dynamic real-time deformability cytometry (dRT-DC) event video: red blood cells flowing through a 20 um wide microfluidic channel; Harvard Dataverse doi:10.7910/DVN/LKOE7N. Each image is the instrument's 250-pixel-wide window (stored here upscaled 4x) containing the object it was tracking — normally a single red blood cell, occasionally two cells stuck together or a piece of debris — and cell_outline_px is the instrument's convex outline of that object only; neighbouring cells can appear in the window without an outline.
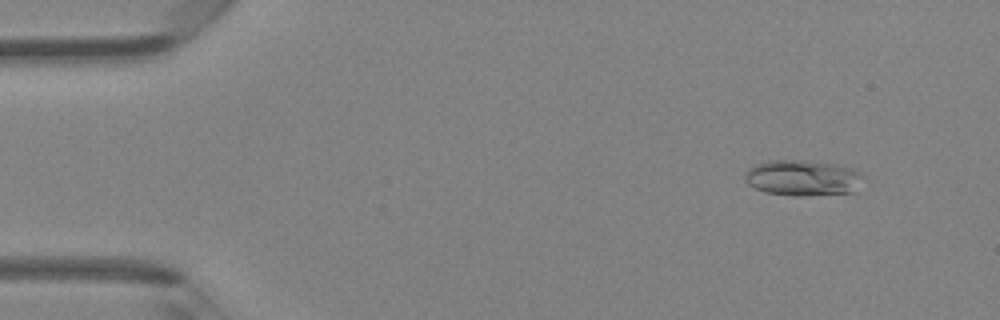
{"species": "Egyptian fruit bat (a non-hibernating species)", "species_latin": "Rousettus aegyptiacus", "temperature_condition": "room temperature", "stored_images_in_passage": 47, "camera_frame_rate_fps": 3000, "um_per_image_px": 0.085, "animal": {"sex": "female"}, "frame": {"image": 1, "passage_image": 5, "time_ms": 1.333, "image_size_px": [1000, 320], "cell_outline_px": [[864, 176], [856, 192], [804, 196], [792, 196], [764, 192], [748, 184], [744, 176], [744, 172], [752, 164], [764, 160], [808, 160], [836, 164], [856, 168]], "centroid_in_image_um": [68.23, 15.11], "position_along_channel_um": 16.8, "area_um2": 25.37}}
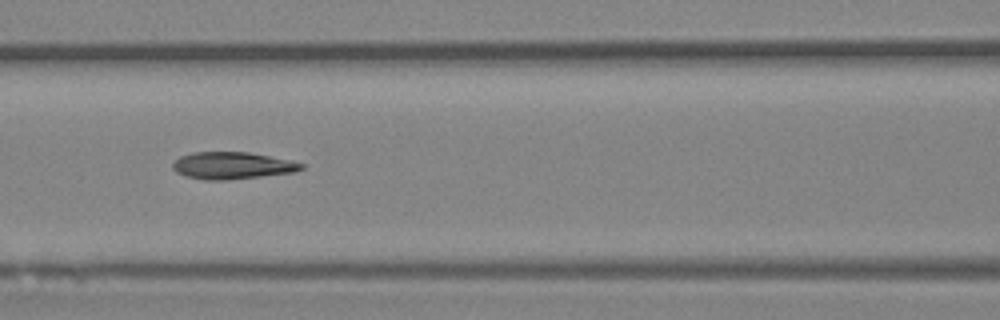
{"frame": {"image": 2, "passage_image": 21, "time_ms": 6.667, "image_size_px": [1000, 320], "cell_outline_px": [[304, 168], [296, 172], [224, 180], [204, 180], [184, 176], [176, 172], [172, 168], [172, 164], [180, 156], [192, 152], [248, 152], [292, 160], [304, 164]], "centroid_in_image_um": [19.74, 14.07], "position_along_channel_um": 146.9, "area_um2": 20.35}}
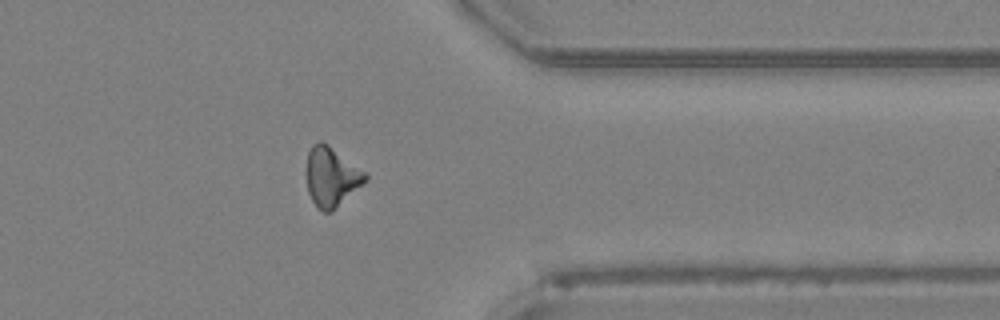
{"frame": {"image": 3, "passage_image": 38, "time_ms": 12.333, "image_size_px": [1000, 320], "cell_outline_px": [[368, 180], [332, 212], [324, 212], [316, 208], [308, 192], [304, 172], [308, 152], [312, 144], [320, 140], [328, 144], [368, 172]], "centroid_in_image_um": [28.17, 15.02], "position_along_channel_um": 383.2, "area_um2": 21.15}, "authors_computed_cell_mechanics": {"area_um2": 20.3456, "velocity_mm_per_s": 4.348, "shape_relaxation_time_tau1_ms": 8.3553, "shape_relaxation_time_tau2_ms": 1.9971, "deformation_change_tau1": 0.2055, "deformation_change_tau2": 0.0904}}